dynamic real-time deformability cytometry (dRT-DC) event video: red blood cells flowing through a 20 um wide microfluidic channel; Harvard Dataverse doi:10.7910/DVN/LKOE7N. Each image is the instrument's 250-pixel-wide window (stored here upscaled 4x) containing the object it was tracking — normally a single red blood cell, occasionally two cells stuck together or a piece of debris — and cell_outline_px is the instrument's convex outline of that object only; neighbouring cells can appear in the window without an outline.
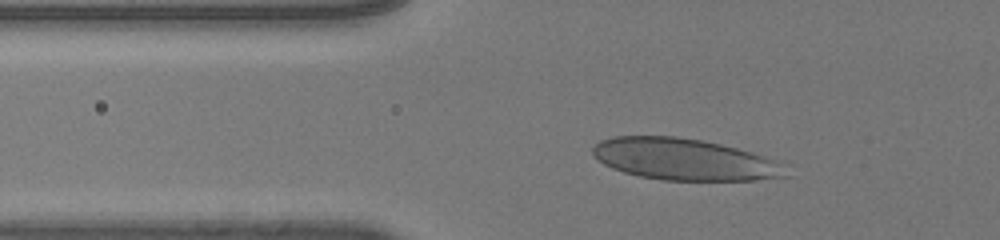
{"species": "human", "species_latin": "Homo sapiens", "temperature_condition": "room temperature", "stored_images_in_passage": 42, "camera_frame_rate_fps": 3000, "um_per_image_px": 0.085, "donor": {"sex": "male"}, "frame": {"image": 1, "passage_image": 13, "time_ms": 4.0, "image_size_px": [1000, 240], "cell_outline_px": [[792, 176], [756, 180], [664, 180], [640, 176], [624, 172], [612, 168], [604, 164], [592, 156], [592, 148], [600, 140], [612, 136], [676, 136], [704, 140], [752, 152], [780, 160], [784, 164]], "centroid_in_image_um": [58.22, 13.54], "position_along_channel_um": 67.6, "area_um2": 47.34}}
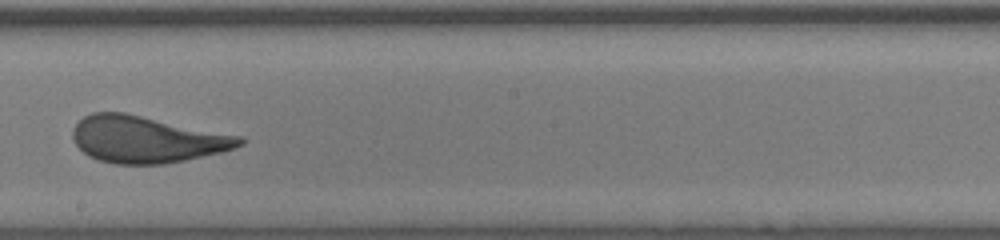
{"frame": {"image": 2, "passage_image": 27, "time_ms": 8.667, "image_size_px": [1000, 240], "cell_outline_px": [[244, 144], [220, 152], [184, 160], [164, 164], [116, 164], [96, 160], [88, 156], [76, 144], [72, 136], [72, 128], [84, 116], [92, 112], [124, 112], [244, 136]], "centroid_in_image_um": [12.46, 11.84], "position_along_channel_um": 235.7, "area_um2": 45.55}}
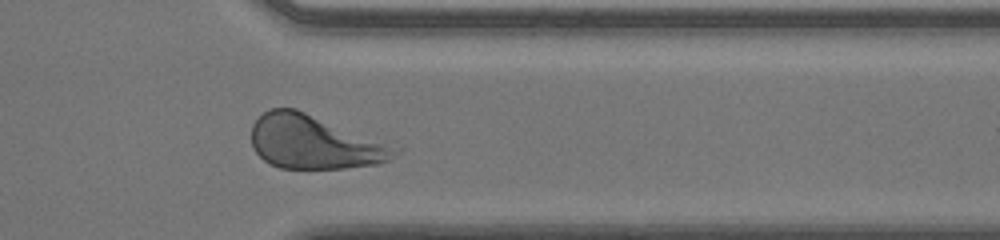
{"frame": {"image": 3, "passage_image": 38, "time_ms": 12.333, "image_size_px": [1000, 240], "cell_outline_px": [[404, 148], [400, 152], [388, 160], [380, 164], [344, 168], [280, 168], [268, 164], [252, 148], [252, 124], [264, 112], [272, 108], [296, 108]], "centroid_in_image_um": [26.76, 12.08], "position_along_channel_um": 384.6, "area_um2": 45.32}, "authors_computed_cell_mechanics": {"area_um2": 46.2111, "velocity_mm_per_s": 4.054, "shape_relaxation_time_tau1_ms": 4.6958, "shape_relaxation_time_tau2_ms": null, "deformation_change_tau1": 0.19, "deformation_change_tau2": null}}